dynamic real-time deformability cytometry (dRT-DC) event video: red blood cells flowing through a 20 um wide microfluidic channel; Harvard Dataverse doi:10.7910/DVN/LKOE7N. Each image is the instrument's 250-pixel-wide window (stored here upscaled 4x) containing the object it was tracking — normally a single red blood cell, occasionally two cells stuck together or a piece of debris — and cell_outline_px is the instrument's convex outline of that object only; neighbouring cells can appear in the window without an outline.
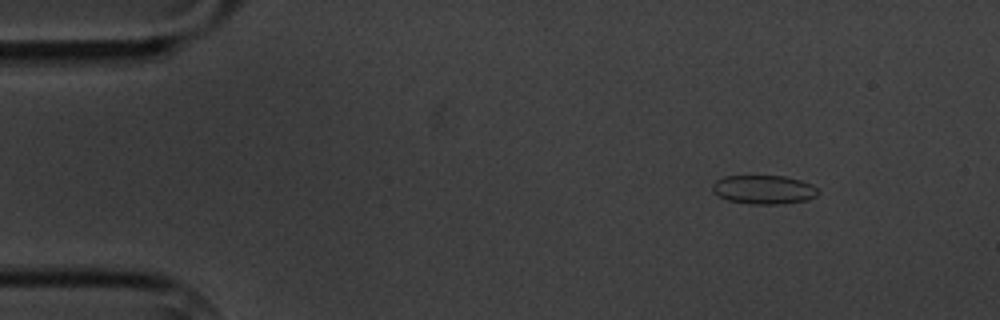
{"species": "common noctule bat (a hibernating species)", "species_latin": "Nyctalus noctula", "temperature_condition": "cold", "stored_images_in_passage": 7, "camera_frame_rate_fps": 3000, "um_per_image_px": 0.085, "animal": {"sex": "male", "body_mass_g": 20.1, "forearm_length_mm": 53.5}, "frame": {"image": 1, "passage_image": 2, "time_ms": 1.333, "image_size_px": [1000, 320], "cell_outline_px": [[820, 192], [816, 196], [808, 200], [784, 204], [748, 204], [728, 200], [712, 192], [712, 184], [716, 180], [724, 176], [784, 176], [800, 180], [812, 184]], "centroid_in_image_um": [64.93, 16.12], "position_along_channel_um": 20.1, "area_um2": 17.92}}
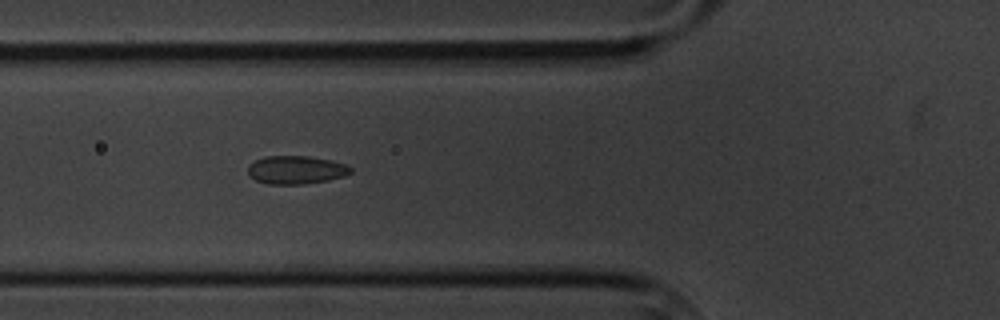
{"frame": {"image": 2, "passage_image": 6, "time_ms": 6.0, "image_size_px": [1000, 320], "cell_outline_px": [[352, 172], [344, 176], [328, 180], [300, 184], [268, 184], [256, 180], [248, 176], [248, 164], [264, 156], [308, 156], [332, 160], [348, 164], [352, 168]], "centroid_in_image_um": [25.17, 14.43], "position_along_channel_um": 100.6, "area_um2": 17.05}}
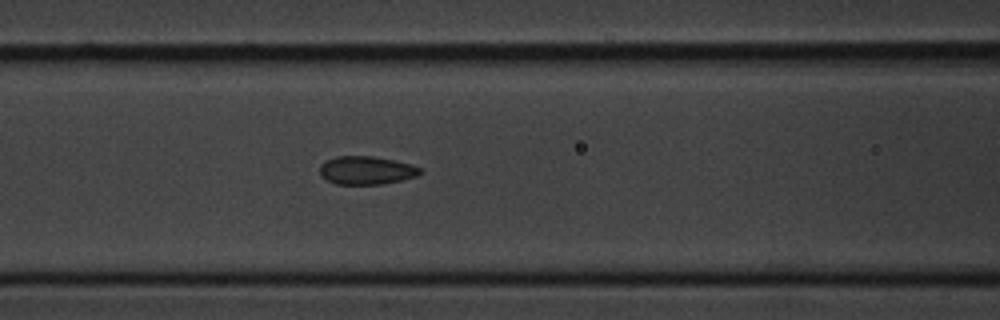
{"frame": {"image": 3, "passage_image": 7, "time_ms": 7.0, "image_size_px": [1000, 320], "cell_outline_px": [[424, 172], [416, 176], [400, 180], [380, 184], [336, 184], [320, 176], [320, 164], [336, 156], [372, 156], [412, 164], [420, 168]], "centroid_in_image_um": [31.14, 14.47], "position_along_channel_um": 135.5, "area_um2": 16.42}}